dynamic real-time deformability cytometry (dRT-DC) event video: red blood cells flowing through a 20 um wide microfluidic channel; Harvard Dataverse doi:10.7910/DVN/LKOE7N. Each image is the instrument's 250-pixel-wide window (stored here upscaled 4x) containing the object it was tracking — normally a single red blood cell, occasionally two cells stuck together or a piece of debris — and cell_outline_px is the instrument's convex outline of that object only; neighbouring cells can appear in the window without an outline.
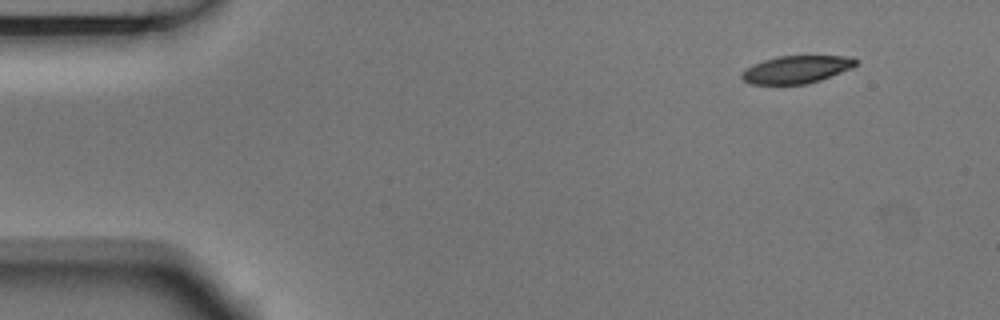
{"species": "Egyptian fruit bat (a non-hibernating species)", "species_latin": "Rousettus aegyptiacus", "temperature_condition": "room temperature", "stored_images_in_passage": 4, "camera_frame_rate_fps": 3000, "um_per_image_px": 0.085, "animal": {"sex": "male"}, "frame": {"image": 1, "passage_image": 1, "time_ms": 0.0, "image_size_px": [1000, 320], "cell_outline_px": [[860, 60], [852, 68], [820, 80], [804, 84], [752, 84], [744, 80], [740, 76], [740, 72], [744, 68], [752, 64], [776, 56], [852, 56]], "centroid_in_image_um": [67.69, 5.89], "position_along_channel_um": 17.3, "area_um2": 18.5}}
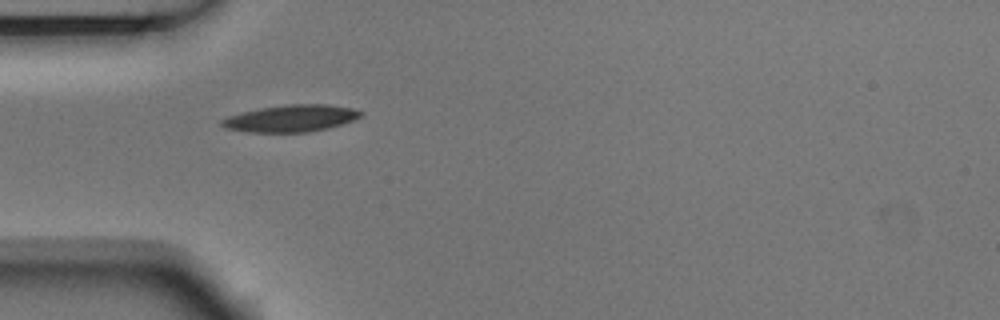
{"frame": {"image": 2, "passage_image": 4, "time_ms": 1.0, "image_size_px": [1000, 320], "cell_outline_px": [[364, 116], [328, 128], [308, 132], [248, 132], [224, 128], [220, 124], [220, 120], [228, 116], [260, 108], [284, 104], [328, 104], [352, 108], [364, 112]], "centroid_in_image_um": [24.74, 10.05], "position_along_channel_um": 60.3, "area_um2": 21.85}}